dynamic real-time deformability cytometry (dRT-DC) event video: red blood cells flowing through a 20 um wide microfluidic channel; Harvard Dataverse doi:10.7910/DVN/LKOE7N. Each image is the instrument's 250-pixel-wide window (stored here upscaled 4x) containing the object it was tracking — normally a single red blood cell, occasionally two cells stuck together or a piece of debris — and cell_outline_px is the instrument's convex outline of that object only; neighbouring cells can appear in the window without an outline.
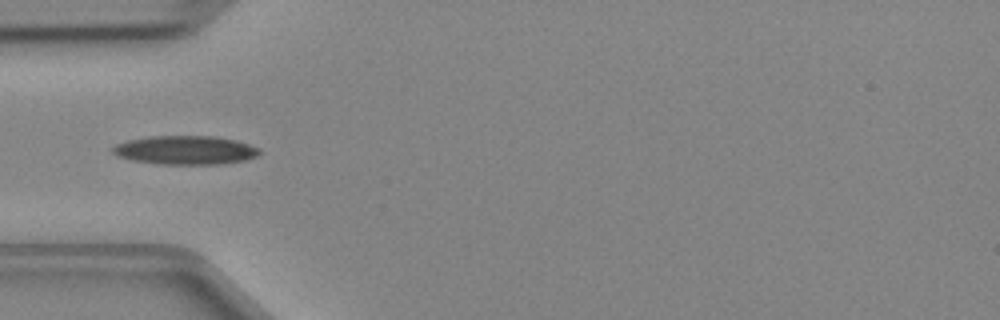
{"species": "Egyptian fruit bat (a non-hibernating species)", "species_latin": "Rousettus aegyptiacus", "temperature_condition": "cold", "stored_images_in_passage": 33, "camera_frame_rate_fps": 3000, "um_per_image_px": 0.085, "animal": {"sex": "female"}, "frame": {"image": 1, "passage_image": 1, "time_ms": 0.0, "image_size_px": [1000, 320], "cell_outline_px": [[260, 152], [256, 156], [244, 160], [220, 164], [156, 164], [132, 160], [116, 156], [112, 152], [112, 148], [116, 144], [128, 140], [148, 136], [212, 136], [236, 140], [260, 148]], "centroid_in_image_um": [15.72, 12.76], "position_along_channel_um": 69.3, "area_um2": 24.62}}
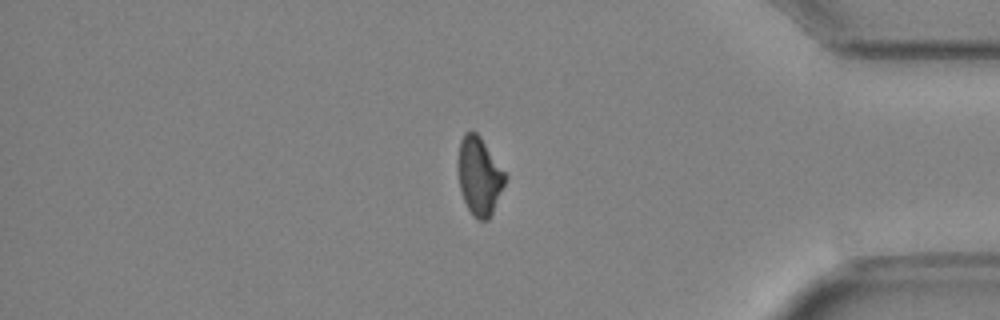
{"frame": {"image": 2, "passage_image": 26, "time_ms": 8.333, "image_size_px": [1000, 320], "cell_outline_px": [[508, 176], [492, 212], [488, 220], [476, 220], [472, 216], [464, 200], [460, 188], [460, 140], [464, 132], [472, 128], [480, 136]], "centroid_in_image_um": [40.77, 14.95], "position_along_channel_um": 394.4, "area_um2": 21.04}}
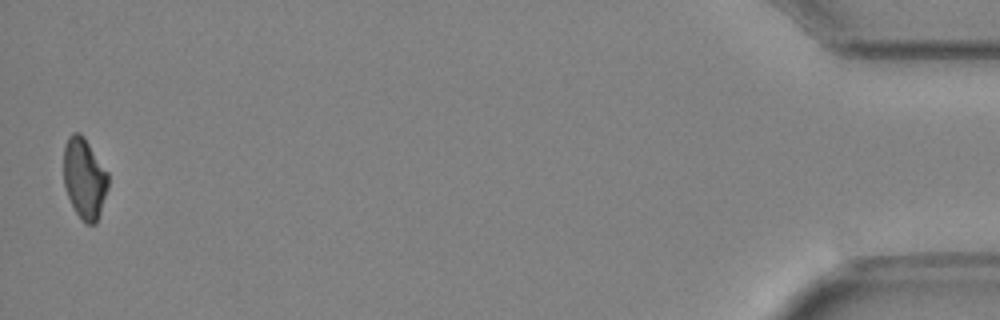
{"frame": {"image": 3, "passage_image": 33, "time_ms": 10.667, "image_size_px": [1000, 320], "cell_outline_px": [[108, 188], [96, 224], [84, 224], [76, 212], [68, 196], [64, 184], [64, 144], [68, 136], [72, 132], [80, 132], [84, 136], [108, 172]], "centroid_in_image_um": [7.17, 15.14], "position_along_channel_um": 428.0, "area_um2": 21.04}}